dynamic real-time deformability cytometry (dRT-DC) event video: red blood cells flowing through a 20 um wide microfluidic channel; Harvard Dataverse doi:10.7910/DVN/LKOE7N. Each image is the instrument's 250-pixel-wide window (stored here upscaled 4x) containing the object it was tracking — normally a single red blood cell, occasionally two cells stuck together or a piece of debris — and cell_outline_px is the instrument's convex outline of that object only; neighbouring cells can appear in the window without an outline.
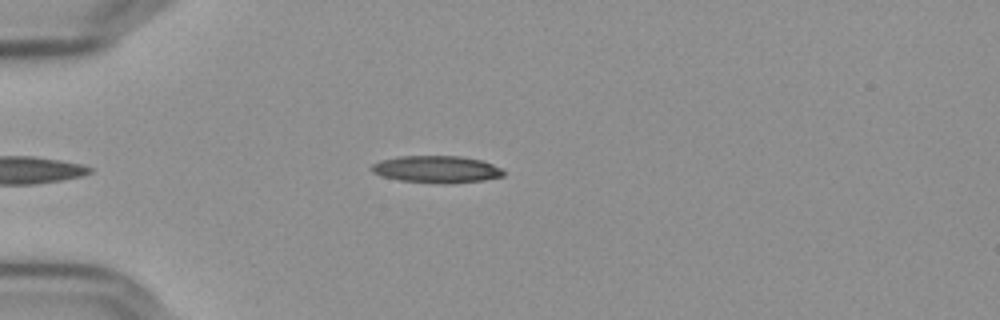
{"species": "Egyptian fruit bat (a non-hibernating species)", "species_latin": "Rousettus aegyptiacus", "temperature_condition": "cold", "stored_images_in_passage": 36, "camera_frame_rate_fps": 3000, "um_per_image_px": 0.085, "frame": {"image": 1, "passage_image": 3, "time_ms": 0.667, "image_size_px": [1000, 320], "cell_outline_px": [[504, 176], [484, 180], [452, 184], [444, 184], [400, 180], [384, 176], [372, 172], [372, 164], [380, 160], [400, 156], [460, 156], [480, 160], [492, 164], [500, 168], [504, 172]], "centroid_in_image_um": [37.13, 14.39], "position_along_channel_um": 47.9, "area_um2": 20.75}}
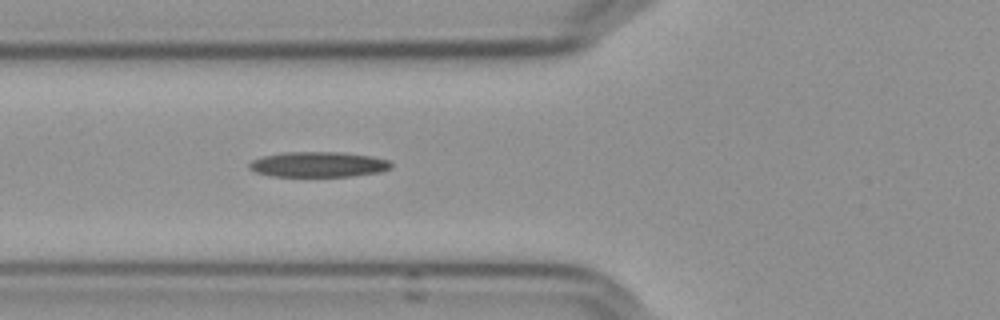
{"frame": {"image": 2, "passage_image": 9, "time_ms": 2.667, "image_size_px": [1000, 320], "cell_outline_px": [[392, 168], [380, 172], [352, 176], [272, 176], [256, 172], [248, 168], [248, 164], [252, 160], [264, 156], [280, 152], [340, 152], [372, 156], [388, 160], [392, 164]], "centroid_in_image_um": [27.06, 13.97], "position_along_channel_um": 98.7, "area_um2": 20.98}}
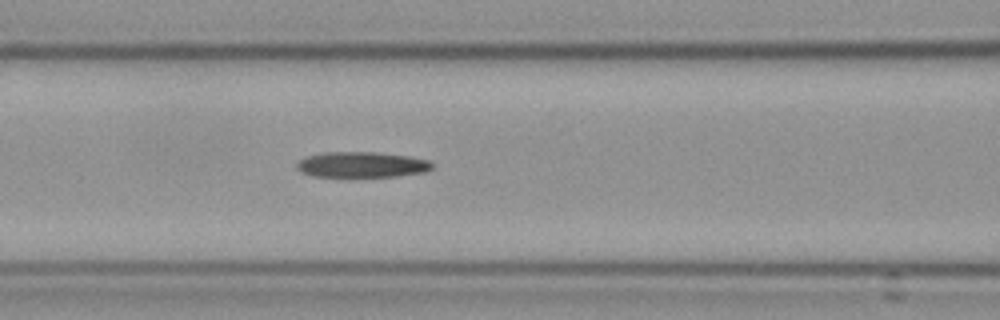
{"frame": {"image": 3, "passage_image": 12, "time_ms": 3.667, "image_size_px": [1000, 320], "cell_outline_px": [[432, 168], [424, 172], [396, 176], [312, 176], [300, 172], [296, 168], [296, 164], [300, 160], [308, 156], [324, 152], [376, 152], [408, 156], [428, 160], [432, 164]], "centroid_in_image_um": [30.72, 13.99], "position_along_channel_um": 135.9, "area_um2": 20.0}, "authors_computed_cell_mechanics": {"area_um2": 20.7791, "velocity_mm_per_s": 3.6309, "shape_relaxation_time_tau1_ms": 7.0885, "shape_relaxation_time_tau2_ms": null, "deformation_change_tau1": 0.1728, "deformation_change_tau2": null}}